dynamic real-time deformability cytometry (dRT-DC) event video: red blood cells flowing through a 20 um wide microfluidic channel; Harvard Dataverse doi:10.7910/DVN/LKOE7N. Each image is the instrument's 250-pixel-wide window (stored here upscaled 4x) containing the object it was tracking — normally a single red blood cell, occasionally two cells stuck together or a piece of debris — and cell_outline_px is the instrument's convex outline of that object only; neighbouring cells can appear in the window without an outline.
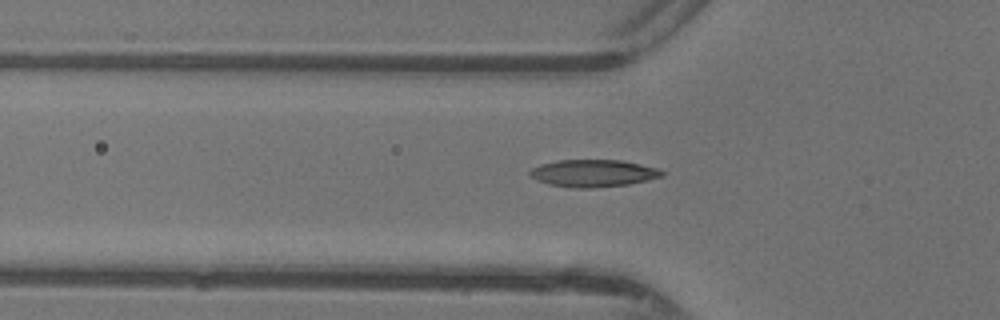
{"species": "common noctule bat (a hibernating species)", "species_latin": "Nyctalus noctula", "temperature_condition": "warm", "stored_images_in_passage": 45, "camera_frame_rate_fps": 3000, "um_per_image_px": 0.085, "animal": {"sex": "female"}, "frame": {"image": 1, "passage_image": 17, "time_ms": 5.333, "image_size_px": [1000, 320], "cell_outline_px": [[664, 176], [648, 180], [628, 184], [588, 188], [576, 188], [548, 184], [528, 176], [528, 172], [532, 168], [540, 164], [560, 160], [620, 160], [660, 168], [664, 172]], "centroid_in_image_um": [50.43, 14.72], "position_along_channel_um": 75.4, "area_um2": 20.98}}
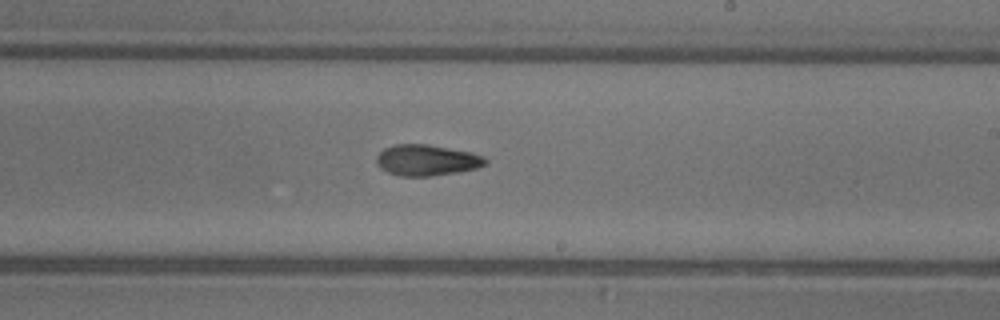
{"frame": {"image": 2, "passage_image": 29, "time_ms": 9.333, "image_size_px": [1000, 320], "cell_outline_px": [[488, 164], [476, 168], [460, 172], [432, 176], [400, 176], [388, 172], [380, 168], [376, 164], [376, 156], [384, 148], [392, 144], [428, 144], [472, 152], [484, 156], [488, 160]], "centroid_in_image_um": [36.29, 13.61], "position_along_channel_um": 252.7, "area_um2": 20.0}}
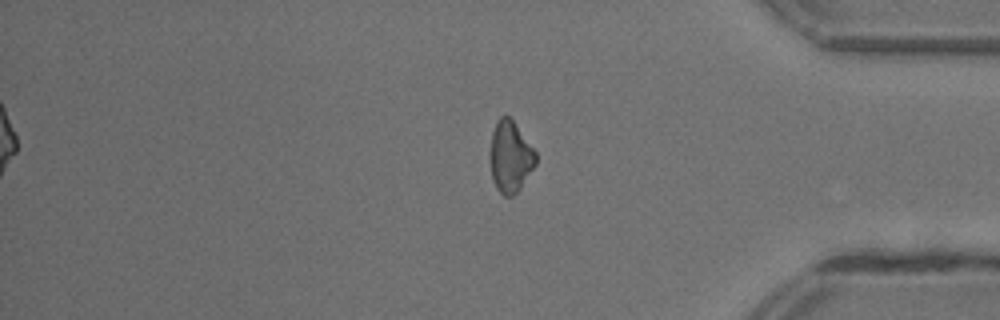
{"frame": {"image": 3, "passage_image": 40, "time_ms": 13.0, "image_size_px": [1000, 320], "cell_outline_px": [[536, 164], [520, 188], [512, 196], [504, 196], [496, 188], [492, 176], [488, 156], [492, 132], [496, 120], [500, 116], [508, 116], [512, 120], [536, 152]], "centroid_in_image_um": [43.34, 13.32], "position_along_channel_um": 391.9, "area_um2": 19.02}, "authors_computed_cell_mechanics": {"area_um2": 19.5942, "velocity_mm_per_s": 4.4185, "shape_relaxation_time_tau1_ms": 3.3507, "shape_relaxation_time_tau2_ms": 4.2046, "deformation_change_tau1": 0.1389, "deformation_change_tau2": 0.1014}}